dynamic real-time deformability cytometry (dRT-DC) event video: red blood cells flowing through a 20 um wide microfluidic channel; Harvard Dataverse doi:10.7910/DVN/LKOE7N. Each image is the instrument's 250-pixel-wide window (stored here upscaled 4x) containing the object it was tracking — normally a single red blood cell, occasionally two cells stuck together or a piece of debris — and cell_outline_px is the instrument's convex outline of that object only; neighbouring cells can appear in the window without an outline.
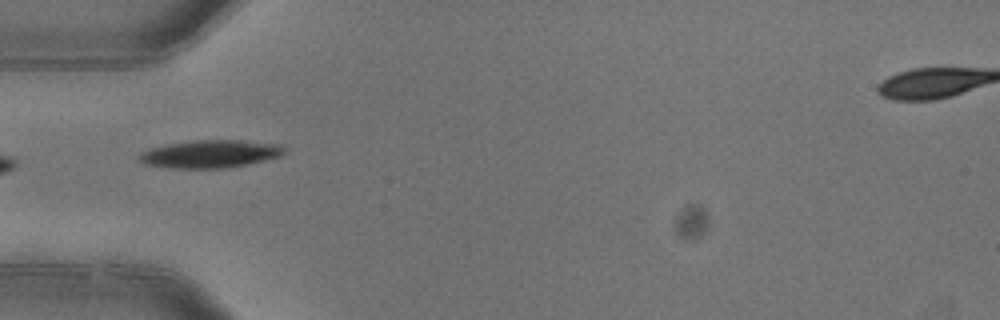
{"species": "common noctule bat (a hibernating species)", "species_latin": "Nyctalus noctula", "temperature_condition": "warm", "stored_images_in_passage": 4, "camera_frame_rate_fps": 3000, "um_per_image_px": 0.085, "animal": {"sex": "female"}, "frame": {"image": 1, "passage_image": 3, "time_ms": 0.667, "image_size_px": [1000, 320], "cell_outline_px": [[288, 148], [280, 156], [248, 164], [224, 168], [172, 168], [144, 164], [136, 160], [136, 156], [140, 152], [152, 148], [168, 144], [192, 140], [240, 140], [280, 144]], "centroid_in_image_um": [17.84, 13.08], "position_along_channel_um": 67.2, "area_um2": 23.64}}